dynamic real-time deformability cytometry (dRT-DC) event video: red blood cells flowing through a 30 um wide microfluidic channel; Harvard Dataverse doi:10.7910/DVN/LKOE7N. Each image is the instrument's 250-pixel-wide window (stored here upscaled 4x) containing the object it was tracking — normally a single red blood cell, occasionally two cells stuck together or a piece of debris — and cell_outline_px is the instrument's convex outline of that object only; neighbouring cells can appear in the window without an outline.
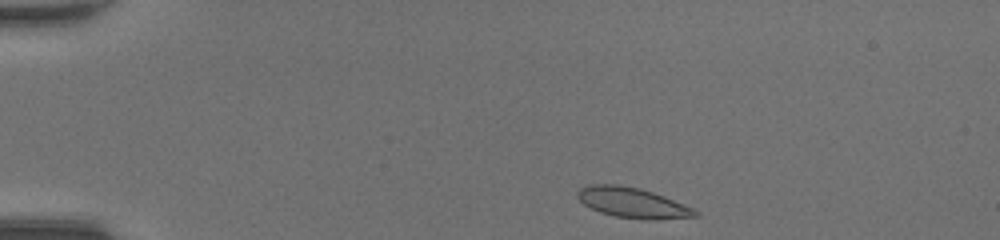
{"species": "common noctule bat (a hibernating species)", "species_latin": "Nyctalus noctula", "temperature_condition": "room temperature", "stored_images_in_passage": 40, "camera_frame_rate_fps": 3000, "um_per_image_px": 0.085, "animal": {"sex": "female", "body_mass_g": 20.0, "forearm_length_mm": 54.0}, "frame": {"image": 1, "passage_image": 1, "time_ms": 0.0, "image_size_px": [1000, 240], "cell_outline_px": [[700, 216], [656, 220], [648, 220], [616, 216], [600, 212], [584, 204], [576, 196], [576, 192], [580, 188], [588, 184], [620, 184], [640, 188], [664, 196], [684, 204], [700, 212]], "centroid_in_image_um": [53.78, 17.22], "position_along_channel_um": 31.2, "area_um2": 20.87}}
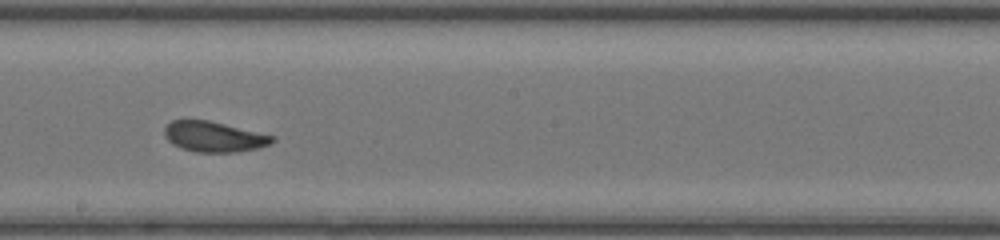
{"frame": {"image": 2, "passage_image": 20, "time_ms": 6.333, "image_size_px": [1000, 240], "cell_outline_px": [[276, 140], [260, 148], [236, 152], [196, 152], [180, 148], [172, 144], [164, 136], [164, 128], [172, 120], [208, 120], [276, 136]], "centroid_in_image_um": [18.19, 11.62], "position_along_channel_um": 230.0, "area_um2": 19.19}}
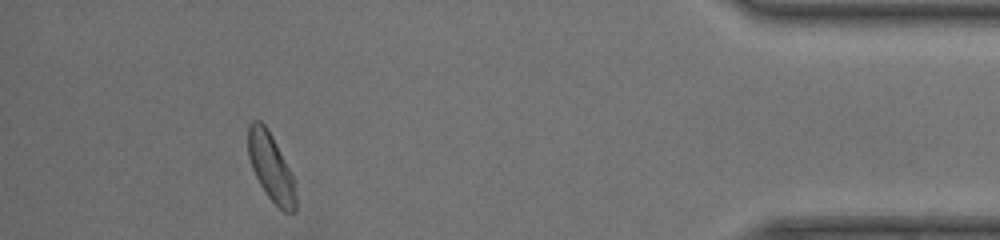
{"frame": {"image": 3, "passage_image": 36, "time_ms": 11.667, "image_size_px": [1000, 240], "cell_outline_px": [[296, 212], [284, 212], [268, 196], [260, 184], [252, 168], [248, 156], [248, 124], [252, 120], [260, 120], [268, 128], [292, 176], [296, 200]], "centroid_in_image_um": [23.0, 14.18], "position_along_channel_um": 412.2, "area_um2": 18.38}, "authors_computed_cell_mechanics": {"area_um2": 19.4786, "velocity_mm_per_s": 4.3527, "shape_relaxation_time_tau1_ms": 3.4959, "shape_relaxation_time_tau2_ms": 0.9988, "deformation_change_tau1": 0.108, "deformation_change_tau2": 0.051}}